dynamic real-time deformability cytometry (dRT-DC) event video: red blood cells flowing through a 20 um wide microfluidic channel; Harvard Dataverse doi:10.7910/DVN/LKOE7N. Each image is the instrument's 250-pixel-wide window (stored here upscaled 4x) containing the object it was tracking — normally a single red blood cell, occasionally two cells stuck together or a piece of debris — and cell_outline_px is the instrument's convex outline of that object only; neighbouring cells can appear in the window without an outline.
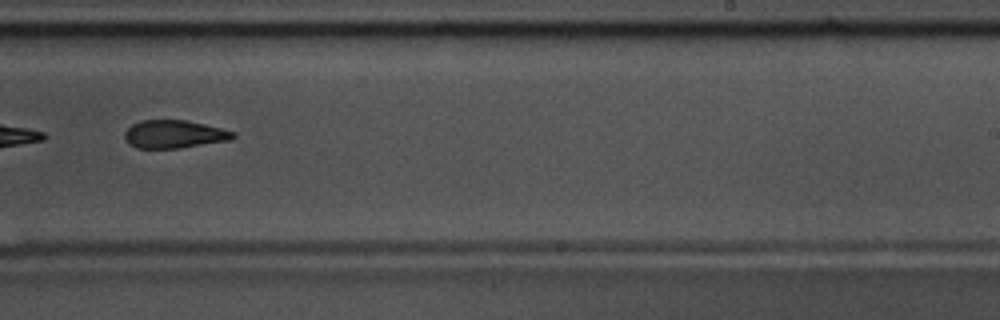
{"species": "common noctule bat (a hibernating species)", "species_latin": "Nyctalus noctula", "temperature_condition": "warm", "stored_images_in_passage": 53, "segment_of_instrument_passage": [2, 2], "camera_frame_rate_fps": 3000, "um_per_image_px": 0.085, "animal": {"sex": "male", "body_mass_g": 17.5, "forearm_length_mm": 52.3}, "frame": {"image": 1, "passage_image": 33, "time_ms": 10.667, "image_size_px": [1000, 320], "cell_outline_px": [[236, 136], [232, 140], [180, 148], [136, 148], [128, 144], [124, 140], [124, 132], [132, 124], [140, 120], [184, 120], [204, 124], [236, 132]], "centroid_in_image_um": [14.79, 11.41], "position_along_channel_um": 274.2, "area_um2": 17.86}}